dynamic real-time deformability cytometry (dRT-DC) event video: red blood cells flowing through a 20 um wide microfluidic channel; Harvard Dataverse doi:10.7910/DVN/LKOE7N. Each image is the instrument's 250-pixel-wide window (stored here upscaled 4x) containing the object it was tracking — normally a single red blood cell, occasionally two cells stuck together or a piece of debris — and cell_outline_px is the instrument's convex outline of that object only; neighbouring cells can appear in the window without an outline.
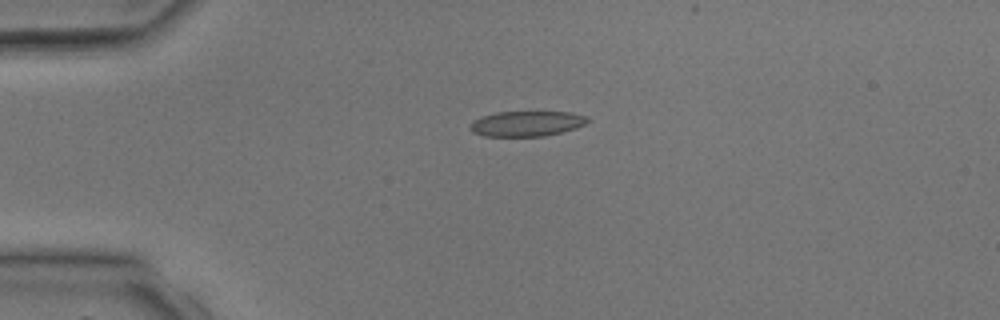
{"species": "common noctule bat (a hibernating species)", "species_latin": "Nyctalus noctula", "temperature_condition": "room temperature", "stored_images_in_passage": 3, "camera_frame_rate_fps": 3000, "um_per_image_px": 0.085, "animal": {"sex": "male", "body_mass_g": 17.9, "forearm_length_mm": 54.2}, "frame": {"image": 1, "passage_image": 2, "time_ms": 1.333, "image_size_px": [1000, 320], "cell_outline_px": [[588, 120], [584, 124], [576, 128], [544, 136], [484, 136], [472, 132], [468, 128], [472, 120], [480, 116], [496, 112], [568, 112], [588, 116]], "centroid_in_image_um": [44.7, 10.5], "position_along_channel_um": 40.3, "area_um2": 17.34}}
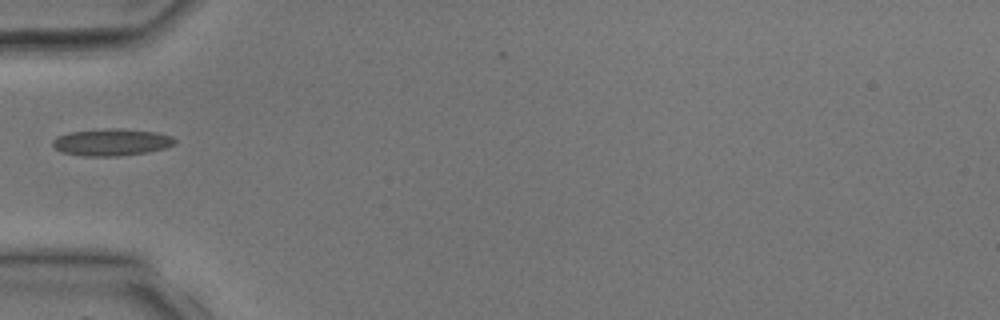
{"frame": {"image": 2, "passage_image": 3, "time_ms": 2.667, "image_size_px": [1000, 320], "cell_outline_px": [[176, 144], [164, 148], [148, 152], [120, 156], [84, 156], [60, 152], [52, 144], [52, 140], [56, 136], [68, 132], [112, 128], [120, 128], [156, 132], [172, 136], [176, 140]], "centroid_in_image_um": [9.47, 12.09], "position_along_channel_um": 75.5, "area_um2": 19.36}}